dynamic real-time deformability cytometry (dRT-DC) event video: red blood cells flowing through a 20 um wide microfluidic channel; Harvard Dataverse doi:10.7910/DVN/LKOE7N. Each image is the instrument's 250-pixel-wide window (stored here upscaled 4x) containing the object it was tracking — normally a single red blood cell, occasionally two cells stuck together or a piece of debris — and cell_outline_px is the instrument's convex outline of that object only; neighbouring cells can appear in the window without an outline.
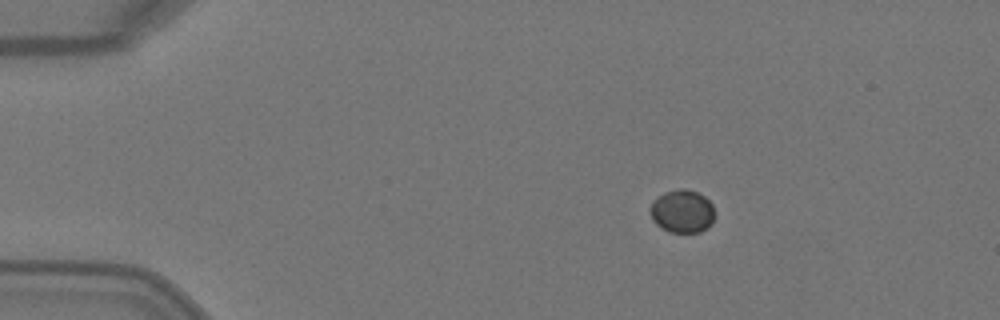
{"species": "Egyptian fruit bat (a non-hibernating species)", "species_latin": "Rousettus aegyptiacus", "temperature_condition": "warm", "stored_images_in_passage": 4, "camera_frame_rate_fps": 3000, "um_per_image_px": 0.085, "animal": {"sex": "female"}, "frame": {"image": 1, "passage_image": 2, "time_ms": 0.333, "image_size_px": [1000, 320], "cell_outline_px": [[716, 212], [712, 224], [708, 228], [700, 232], [668, 232], [656, 224], [652, 220], [648, 208], [664, 192], [680, 188], [684, 188], [696, 192], [704, 196], [712, 204]], "centroid_in_image_um": [58.01, 17.97], "position_along_channel_um": 27.0, "area_um2": 16.36}}
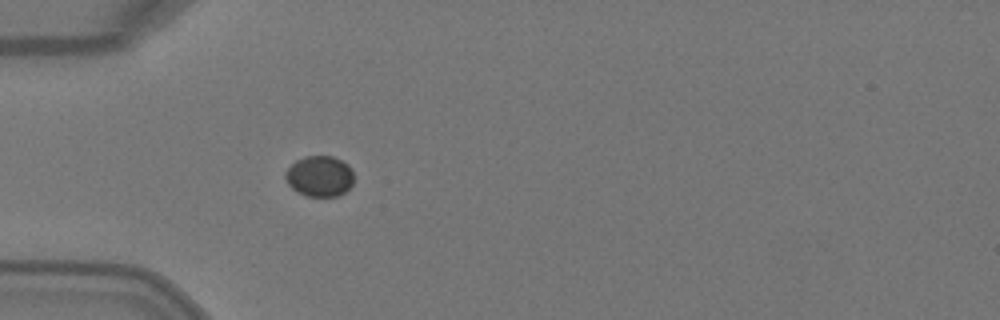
{"frame": {"image": 2, "passage_image": 4, "time_ms": 1.0, "image_size_px": [1000, 320], "cell_outline_px": [[352, 184], [344, 192], [336, 196], [308, 196], [292, 188], [288, 184], [284, 176], [284, 172], [296, 160], [304, 156], [332, 156], [348, 164], [352, 172]], "centroid_in_image_um": [27.14, 14.96], "position_along_channel_um": 57.9, "area_um2": 16.07}}